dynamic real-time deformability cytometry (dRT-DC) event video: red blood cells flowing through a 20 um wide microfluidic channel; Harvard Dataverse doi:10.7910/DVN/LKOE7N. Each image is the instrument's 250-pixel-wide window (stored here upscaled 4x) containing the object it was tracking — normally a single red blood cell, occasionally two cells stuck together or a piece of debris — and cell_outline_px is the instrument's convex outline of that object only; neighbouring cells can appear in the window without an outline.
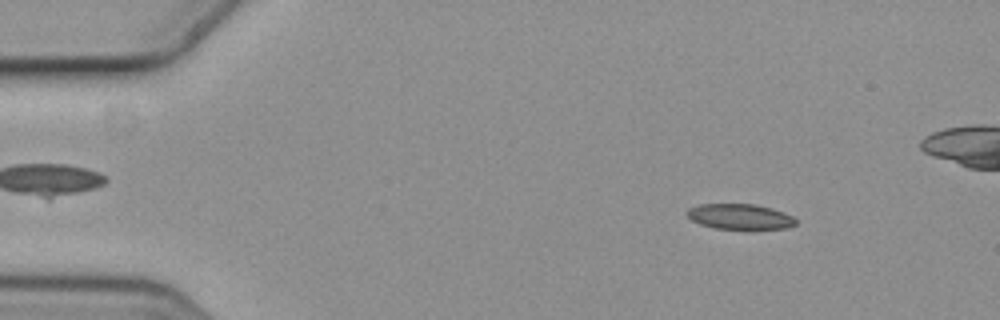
{"species": "common noctule bat (a hibernating species)", "species_latin": "Nyctalus noctula", "temperature_condition": "cold", "stored_images_in_passage": 3, "camera_frame_rate_fps": 3000, "um_per_image_px": 0.085, "animal": {"sex": "female", "body_mass_g": 19.3, "forearm_length_mm": 54.1}, "frame": {"image": 1, "passage_image": 1, "time_ms": 0.0, "image_size_px": [1000, 320], "cell_outline_px": [[796, 224], [788, 228], [712, 228], [700, 224], [692, 220], [684, 212], [688, 208], [700, 204], [756, 204], [772, 208], [784, 212], [792, 216], [796, 220]], "centroid_in_image_um": [62.87, 18.39], "position_along_channel_um": 22.1, "area_um2": 16.01}}